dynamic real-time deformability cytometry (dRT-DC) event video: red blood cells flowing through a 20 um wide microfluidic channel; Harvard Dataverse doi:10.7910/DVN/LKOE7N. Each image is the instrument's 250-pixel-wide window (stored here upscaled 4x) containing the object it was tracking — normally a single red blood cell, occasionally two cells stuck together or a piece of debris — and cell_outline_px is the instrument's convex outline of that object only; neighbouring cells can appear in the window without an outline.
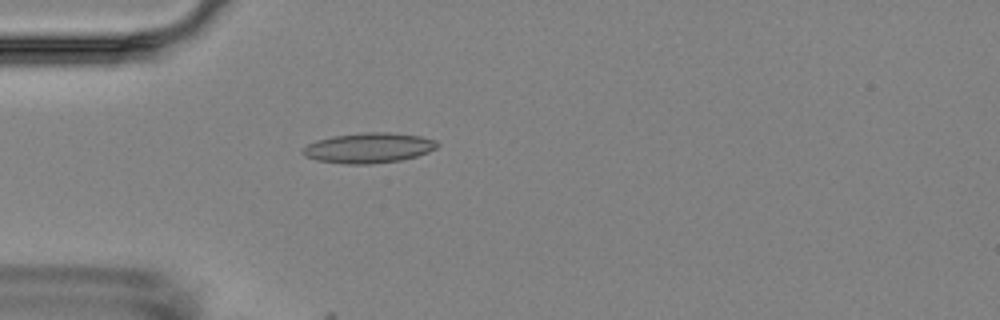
{"species": "Egyptian fruit bat (a non-hibernating species)", "species_latin": "Rousettus aegyptiacus", "temperature_condition": "room temperature", "stored_images_in_passage": 4, "camera_frame_rate_fps": 3000, "um_per_image_px": 0.085, "animal": {"sex": "female"}, "frame": {"image": 1, "passage_image": 4, "time_ms": 3.333, "image_size_px": [1000, 320], "cell_outline_px": [[440, 144], [436, 148], [428, 152], [416, 156], [400, 160], [368, 164], [348, 164], [316, 160], [304, 156], [300, 152], [308, 144], [316, 140], [332, 136], [364, 132], [388, 132], [420, 136], [436, 140]], "centroid_in_image_um": [31.33, 12.56], "position_along_channel_um": 53.7, "area_um2": 23.64}}